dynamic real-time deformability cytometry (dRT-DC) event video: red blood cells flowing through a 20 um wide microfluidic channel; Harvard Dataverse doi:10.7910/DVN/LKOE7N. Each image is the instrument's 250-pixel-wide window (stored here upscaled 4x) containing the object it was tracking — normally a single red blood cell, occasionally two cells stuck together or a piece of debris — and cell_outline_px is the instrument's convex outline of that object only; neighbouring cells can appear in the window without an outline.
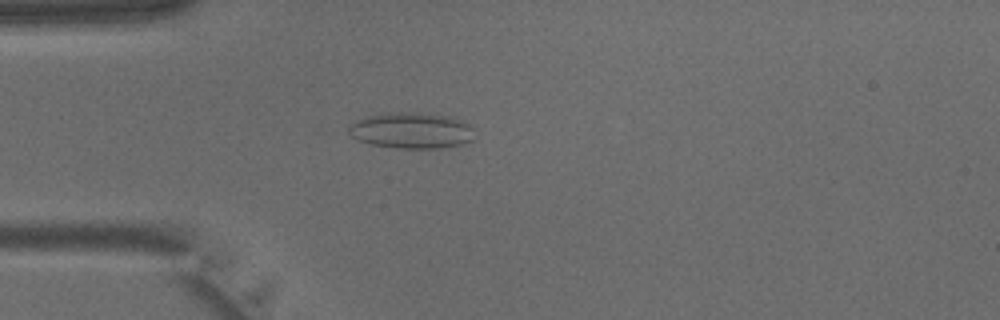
{"species": "common noctule bat (a hibernating species)", "species_latin": "Nyctalus noctula", "temperature_condition": "warm", "stored_images_in_passage": 41, "camera_frame_rate_fps": 3000, "um_per_image_px": 0.085, "animal": {"sex": "male", "body_mass_g": 15.6}, "frame": {"image": 1, "passage_image": 11, "time_ms": 3.333, "image_size_px": [1000, 320], "cell_outline_px": [[476, 136], [472, 140], [464, 144], [440, 148], [400, 148], [372, 144], [360, 140], [352, 136], [348, 132], [348, 128], [356, 120], [368, 116], [388, 112], [420, 112], [448, 116], [460, 120], [468, 124], [472, 128]], "centroid_in_image_um": [35.01, 11.08], "position_along_channel_um": 50.0, "area_um2": 26.41}}
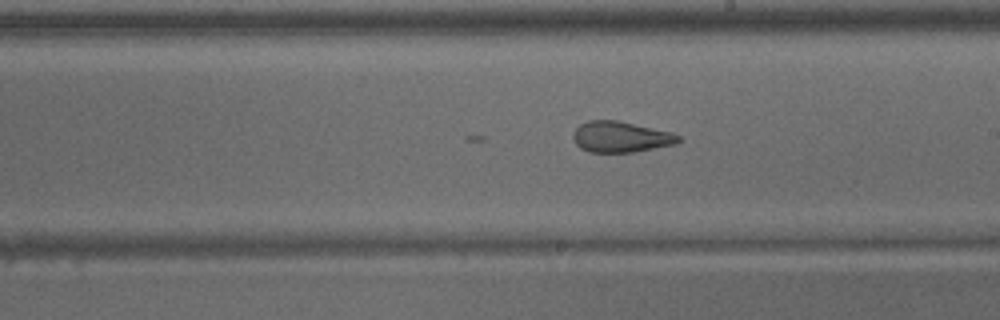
{"frame": {"image": 2, "passage_image": 23, "time_ms": 7.333, "image_size_px": [1000, 320], "cell_outline_px": [[680, 140], [676, 144], [632, 152], [588, 152], [580, 148], [576, 144], [572, 136], [572, 132], [580, 124], [588, 120], [616, 120], [672, 132], [680, 136]], "centroid_in_image_um": [52.73, 11.63], "position_along_channel_um": 236.3, "area_um2": 18.96}}
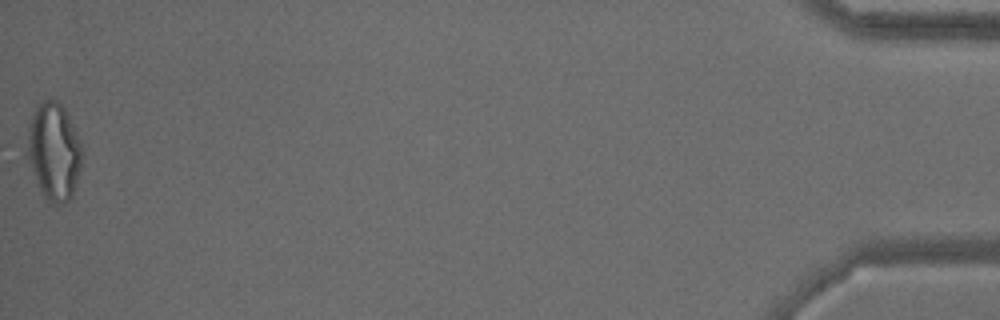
{"frame": {"image": 3, "passage_image": 41, "time_ms": 13.333, "image_size_px": [1000, 320], "cell_outline_px": [[80, 168], [72, 196], [64, 204], [56, 208], [48, 204], [40, 188], [24, 152], [28, 124], [36, 108], [44, 100], [52, 96], [64, 108], [68, 116], [80, 144]], "centroid_in_image_um": [4.52, 12.91], "position_along_channel_um": 430.7, "area_um2": 31.15}}